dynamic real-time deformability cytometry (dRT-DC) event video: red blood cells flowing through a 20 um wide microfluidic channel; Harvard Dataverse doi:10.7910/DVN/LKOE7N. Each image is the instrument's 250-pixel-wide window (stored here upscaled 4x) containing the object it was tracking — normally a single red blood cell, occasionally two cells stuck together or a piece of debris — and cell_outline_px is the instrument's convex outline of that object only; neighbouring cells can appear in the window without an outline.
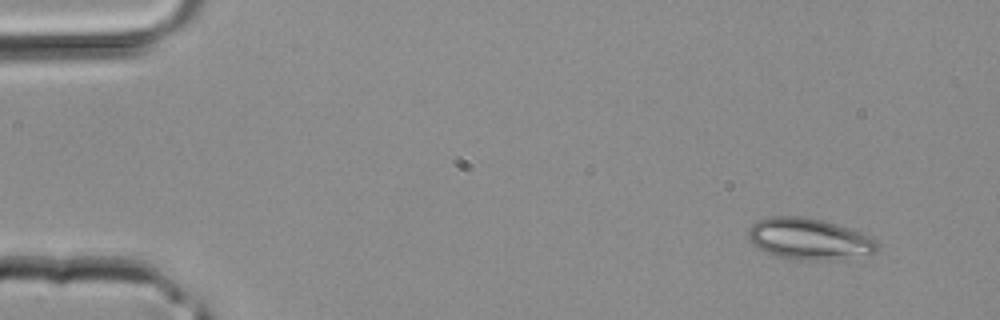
{"species": "common noctule bat (a hibernating species)", "species_latin": "Nyctalus noctula", "temperature_condition": "room temperature", "stored_images_in_passage": 36, "camera_frame_rate_fps": 3000, "um_per_image_px": 0.085, "animal": {"sex": "male", "body_mass_g": 20.4}, "frame": {"image": 1, "passage_image": 1, "time_ms": 0.0, "image_size_px": [1000, 320], "cell_outline_px": [[880, 244], [876, 252], [824, 260], [800, 260], [776, 256], [752, 244], [748, 240], [748, 228], [756, 220], [768, 216], [804, 216], [836, 224], [872, 236]], "centroid_in_image_um": [68.73, 20.28], "position_along_channel_um": 16.3, "area_um2": 30.92}}
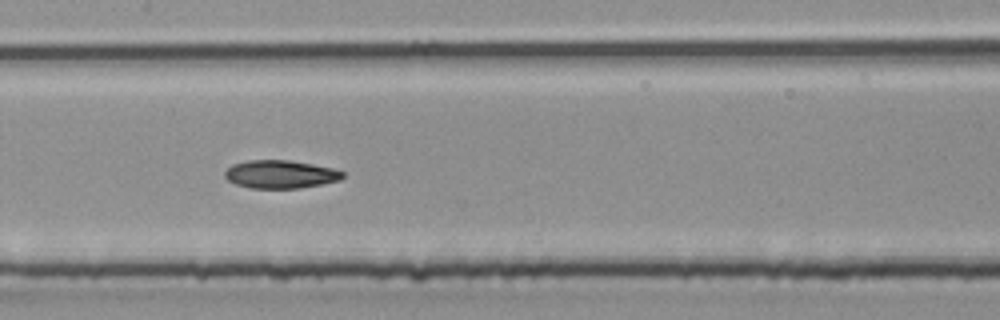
{"frame": {"image": 2, "passage_image": 17, "time_ms": 5.333, "image_size_px": [1000, 320], "cell_outline_px": [[344, 176], [340, 180], [300, 188], [252, 188], [236, 184], [228, 180], [224, 176], [224, 172], [232, 164], [248, 160], [288, 160], [312, 164], [332, 168], [344, 172]], "centroid_in_image_um": [23.82, 14.81], "position_along_channel_um": 183.6, "area_um2": 19.19}}
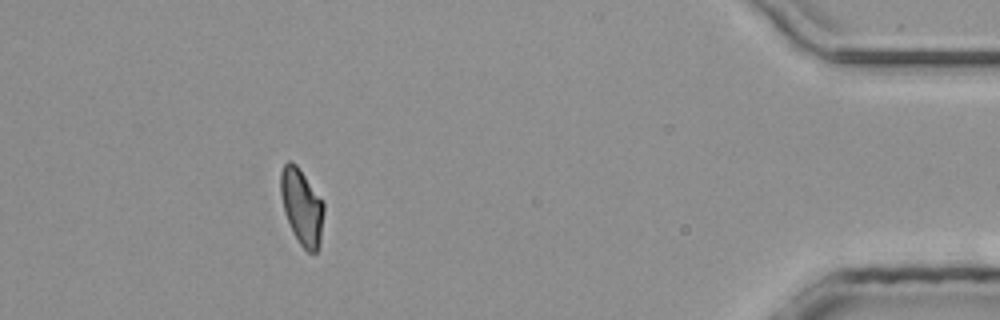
{"frame": {"image": 3, "passage_image": 33, "time_ms": 10.667, "image_size_px": [1000, 320], "cell_outline_px": [[324, 212], [320, 240], [316, 252], [308, 252], [300, 244], [292, 232], [284, 212], [280, 192], [280, 172], [284, 164], [288, 160], [292, 160], [296, 164], [324, 204]], "centroid_in_image_um": [25.62, 17.56], "position_along_channel_um": 409.6, "area_um2": 18.9}}